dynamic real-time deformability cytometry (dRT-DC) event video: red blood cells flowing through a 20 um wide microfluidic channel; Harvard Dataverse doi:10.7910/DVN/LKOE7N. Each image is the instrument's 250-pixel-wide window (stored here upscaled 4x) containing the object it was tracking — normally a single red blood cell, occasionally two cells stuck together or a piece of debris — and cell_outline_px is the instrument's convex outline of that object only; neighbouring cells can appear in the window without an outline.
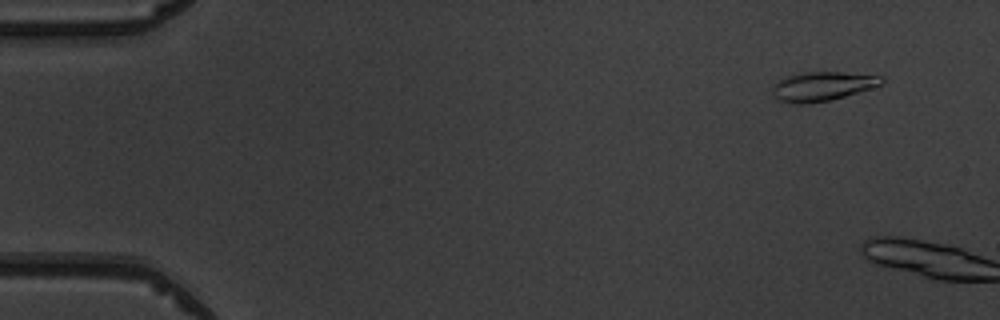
{"species": "common noctule bat (a hibernating species)", "species_latin": "Nyctalus noctula", "temperature_condition": "warm", "stored_images_in_passage": 7, "camera_frame_rate_fps": 3000, "um_per_image_px": 0.085, "animal": {"sex": "male", "body_mass_g": 19.5, "forearm_length_mm": 54.6}, "frame": {"image": 1, "passage_image": 5, "time_ms": 1.333, "image_size_px": [1000, 320], "cell_outline_px": [[884, 80], [880, 84], [844, 96], [828, 100], [804, 104], [800, 104], [776, 100], [772, 92], [772, 88], [784, 76], [804, 72], [840, 72], [884, 76]], "centroid_in_image_um": [69.85, 7.32], "position_along_channel_um": 15.2, "area_um2": 18.21}}